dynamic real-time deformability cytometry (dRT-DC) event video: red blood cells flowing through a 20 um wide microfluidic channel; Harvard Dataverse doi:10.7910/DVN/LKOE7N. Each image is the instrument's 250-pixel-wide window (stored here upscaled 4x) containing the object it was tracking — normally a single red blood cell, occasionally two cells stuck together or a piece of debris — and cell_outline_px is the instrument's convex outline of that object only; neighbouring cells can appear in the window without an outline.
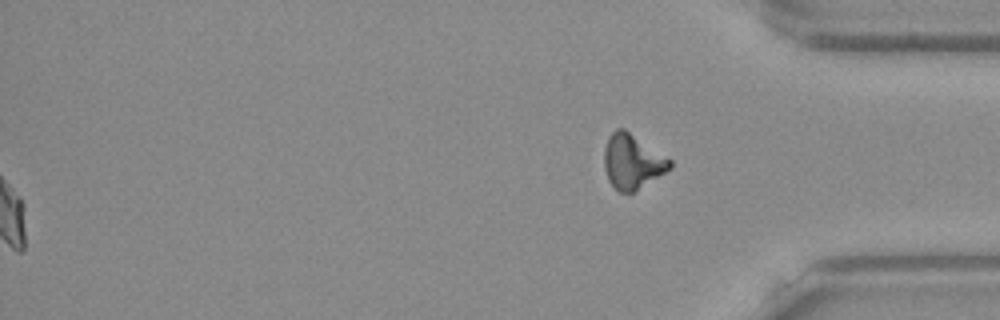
{"species": "Egyptian fruit bat (a non-hibernating species)", "species_latin": "Rousettus aegyptiacus", "temperature_condition": "warm", "stored_images_in_passage": 54, "segment_of_instrument_passage": [2, 2], "camera_frame_rate_fps": 3000, "um_per_image_px": 0.085, "frame": {"image": 1, "passage_image": 54, "time_ms": 17.667, "image_size_px": [1000, 320], "cell_outline_px": [[672, 168], [632, 192], [620, 192], [608, 180], [604, 168], [604, 148], [608, 136], [616, 128], [624, 128], [672, 160]], "centroid_in_image_um": [53.73, 13.7], "position_along_channel_um": 381.5, "area_um2": 20.75}}